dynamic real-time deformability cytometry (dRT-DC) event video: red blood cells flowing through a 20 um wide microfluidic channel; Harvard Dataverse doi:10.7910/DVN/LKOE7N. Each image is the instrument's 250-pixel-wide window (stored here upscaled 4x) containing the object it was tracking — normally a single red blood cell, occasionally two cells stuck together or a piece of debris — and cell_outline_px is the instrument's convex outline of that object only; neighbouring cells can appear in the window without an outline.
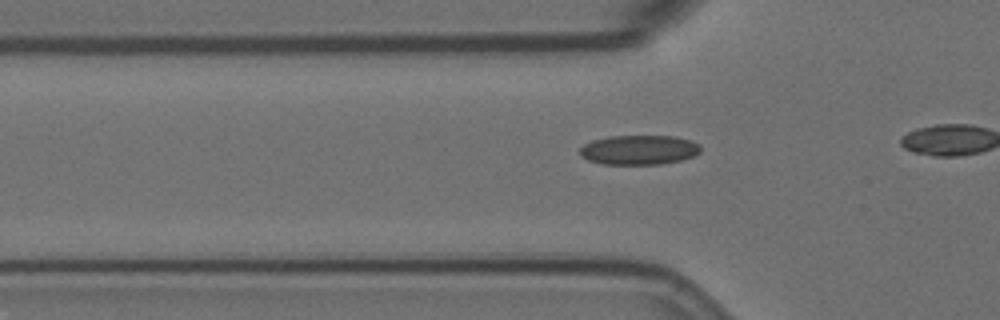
{"species": "Egyptian fruit bat (a non-hibernating species)", "species_latin": "Rousettus aegyptiacus", "temperature_condition": "room temperature", "stored_images_in_passage": 24, "camera_frame_rate_fps": 3000, "um_per_image_px": 0.085, "animal": {"sex": "female"}, "frame": {"image": 1, "passage_image": 15, "time_ms": 4.667, "image_size_px": [1000, 320], "cell_outline_px": [[700, 152], [692, 156], [680, 160], [660, 164], [604, 164], [588, 160], [580, 156], [580, 148], [584, 144], [592, 140], [608, 136], [676, 136], [692, 140], [700, 144]], "centroid_in_image_um": [54.31, 12.73], "position_along_channel_um": 71.5, "area_um2": 20.87}}
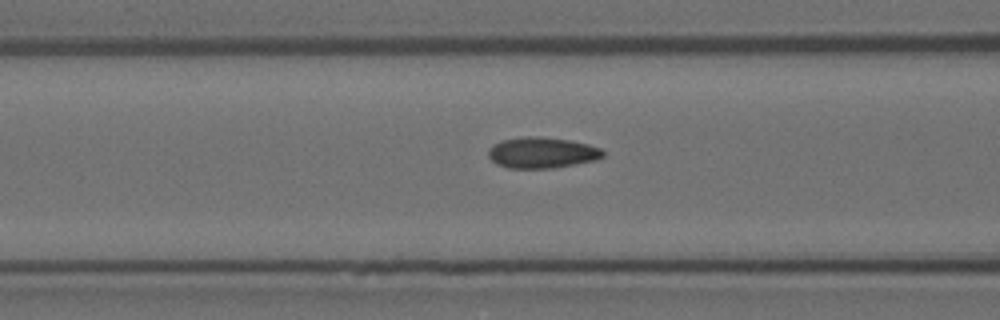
{"frame": {"image": 2, "passage_image": 19, "time_ms": 6.0, "image_size_px": [1000, 320], "cell_outline_px": [[604, 156], [596, 160], [576, 164], [552, 168], [508, 168], [496, 164], [488, 156], [488, 148], [500, 140], [528, 136], [536, 136], [568, 140], [588, 144], [600, 148], [604, 152]], "centroid_in_image_um": [46.05, 12.98], "position_along_channel_um": 120.6, "area_um2": 20.69}}
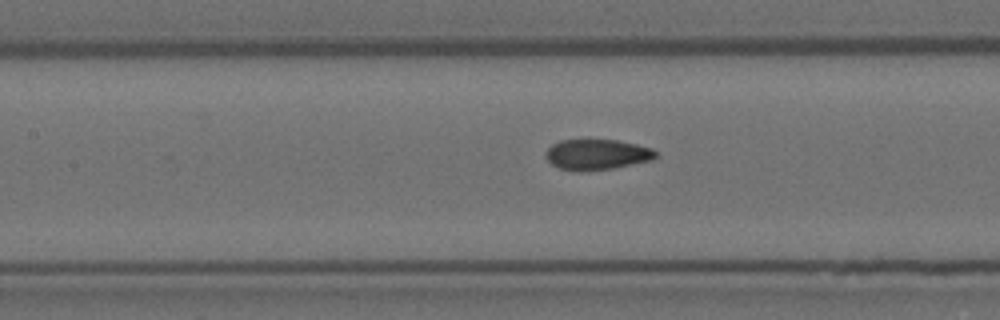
{"frame": {"image": 3, "passage_image": 22, "time_ms": 7.0, "image_size_px": [1000, 320], "cell_outline_px": [[656, 156], [652, 160], [612, 168], [580, 172], [560, 168], [552, 164], [548, 160], [544, 152], [552, 144], [560, 140], [616, 140], [636, 144], [652, 148], [656, 152]], "centroid_in_image_um": [50.72, 13.13], "position_along_channel_um": 156.7, "area_um2": 19.48}}